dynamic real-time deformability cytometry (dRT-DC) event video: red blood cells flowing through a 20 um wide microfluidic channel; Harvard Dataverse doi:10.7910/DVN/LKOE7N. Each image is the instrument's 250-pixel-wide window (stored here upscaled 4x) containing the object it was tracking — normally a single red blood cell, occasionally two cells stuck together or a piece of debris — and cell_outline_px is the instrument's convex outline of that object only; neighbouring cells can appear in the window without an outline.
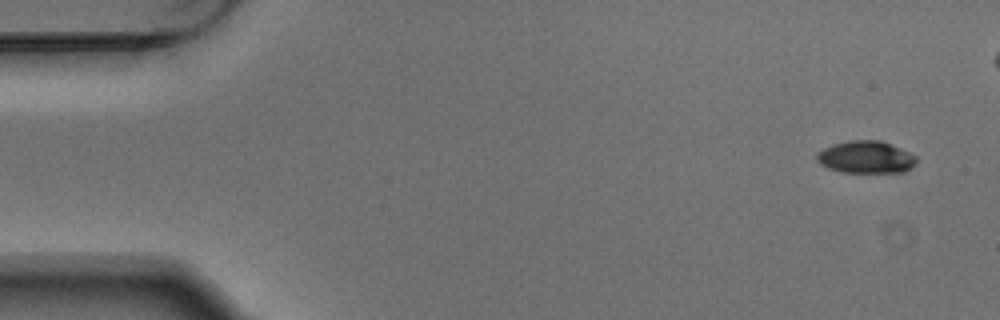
{"species": "Egyptian fruit bat (a non-hibernating species)", "species_latin": "Rousettus aegyptiacus", "temperature_condition": "warm", "stored_images_in_passage": 4, "camera_frame_rate_fps": 3000, "um_per_image_px": 0.085, "animal": {"sex": "male"}, "frame": {"image": 1, "passage_image": 1, "time_ms": 0.0, "image_size_px": [1000, 320], "cell_outline_px": [[916, 164], [904, 172], [840, 172], [828, 168], [820, 164], [816, 160], [816, 152], [832, 144], [852, 140], [880, 140], [900, 148], [916, 156]], "centroid_in_image_um": [73.57, 13.36], "position_along_channel_um": 11.4, "area_um2": 18.79}}